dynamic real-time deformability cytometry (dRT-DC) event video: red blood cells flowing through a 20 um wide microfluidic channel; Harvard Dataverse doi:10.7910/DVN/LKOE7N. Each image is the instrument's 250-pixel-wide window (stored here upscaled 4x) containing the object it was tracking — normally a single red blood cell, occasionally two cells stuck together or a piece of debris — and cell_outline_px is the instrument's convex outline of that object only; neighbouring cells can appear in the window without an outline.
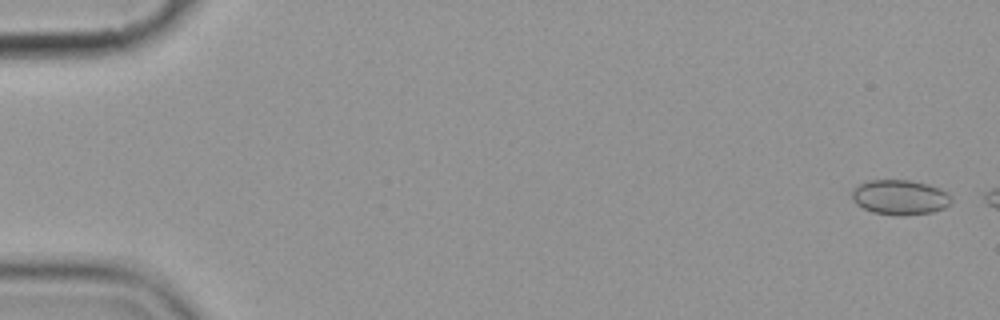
{"species": "common noctule bat (a hibernating species)", "species_latin": "Nyctalus noctula", "temperature_condition": "cold", "stored_images_in_passage": 5, "camera_frame_rate_fps": 3000, "um_per_image_px": 0.085, "animal": {"sex": "female", "body_mass_g": 19.9}, "frame": {"image": 1, "passage_image": 1, "time_ms": 0.0, "image_size_px": [1000, 320], "cell_outline_px": [[952, 200], [944, 208], [932, 212], [904, 216], [900, 216], [872, 212], [856, 204], [852, 200], [852, 188], [868, 180], [908, 180], [928, 184], [940, 188], [948, 192], [952, 196]], "centroid_in_image_um": [76.5, 16.77], "position_along_channel_um": 8.5, "area_um2": 20.4}}